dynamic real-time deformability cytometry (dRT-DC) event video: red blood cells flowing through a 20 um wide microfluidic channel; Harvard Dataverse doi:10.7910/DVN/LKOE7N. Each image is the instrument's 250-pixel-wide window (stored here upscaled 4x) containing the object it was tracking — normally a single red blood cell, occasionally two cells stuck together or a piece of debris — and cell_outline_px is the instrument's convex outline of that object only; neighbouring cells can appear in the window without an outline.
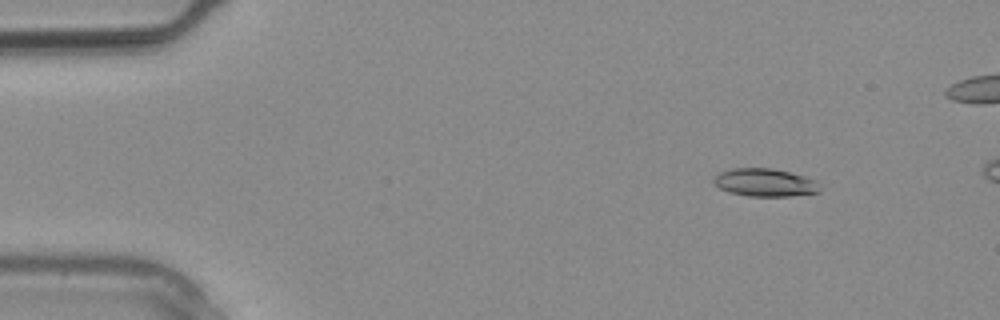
{"species": "common noctule bat (a hibernating species)", "species_latin": "Nyctalus noctula", "temperature_condition": "warm", "stored_images_in_passage": 4, "camera_frame_rate_fps": 3000, "um_per_image_px": 0.085, "animal": {"sex": "male", "body_mass_g": 20.4}, "frame": {"image": 1, "passage_image": 4, "time_ms": 1.0, "image_size_px": [1000, 320], "cell_outline_px": [[820, 192], [792, 196], [748, 196], [728, 192], [720, 188], [712, 180], [720, 172], [732, 168], [772, 168], [804, 176], [812, 180]], "centroid_in_image_um": [64.96, 15.52], "position_along_channel_um": 20.0, "area_um2": 16.94}}